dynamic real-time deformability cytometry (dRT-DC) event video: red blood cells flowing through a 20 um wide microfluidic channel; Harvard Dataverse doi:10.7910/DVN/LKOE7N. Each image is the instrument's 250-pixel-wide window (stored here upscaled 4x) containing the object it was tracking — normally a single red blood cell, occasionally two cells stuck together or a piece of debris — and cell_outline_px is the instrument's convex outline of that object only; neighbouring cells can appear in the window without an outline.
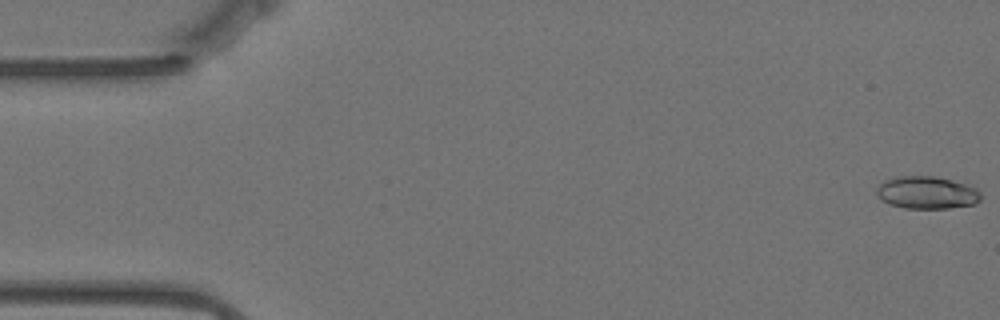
{"species": "Egyptian fruit bat (a non-hibernating species)", "species_latin": "Rousettus aegyptiacus", "temperature_condition": "warm", "stored_images_in_passage": 14, "camera_frame_rate_fps": 3000, "um_per_image_px": 0.085, "animal": {"sex": "female"}, "frame": {"image": 1, "passage_image": 1, "time_ms": 0.0, "image_size_px": [1000, 320], "cell_outline_px": [[980, 200], [976, 204], [948, 208], [904, 208], [888, 204], [880, 200], [876, 192], [876, 188], [884, 180], [896, 176], [936, 176], [968, 184], [976, 188], [980, 192]], "centroid_in_image_um": [78.77, 16.37], "position_along_channel_um": 6.2, "area_um2": 20.0}}
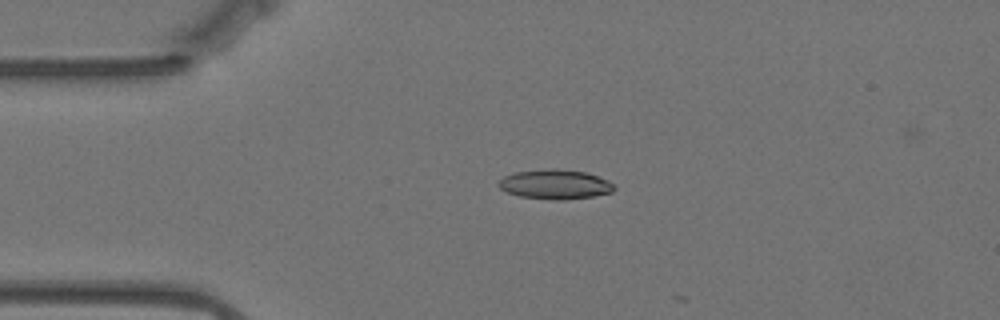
{"frame": {"image": 2, "passage_image": 13, "time_ms": 4.0, "image_size_px": [1000, 320], "cell_outline_px": [[616, 188], [612, 192], [592, 196], [564, 200], [556, 200], [520, 196], [504, 192], [496, 184], [504, 176], [516, 172], [552, 168], [556, 168], [588, 172], [608, 180]], "centroid_in_image_um": [47.17, 15.66], "position_along_channel_um": 37.8, "area_um2": 20.0}}